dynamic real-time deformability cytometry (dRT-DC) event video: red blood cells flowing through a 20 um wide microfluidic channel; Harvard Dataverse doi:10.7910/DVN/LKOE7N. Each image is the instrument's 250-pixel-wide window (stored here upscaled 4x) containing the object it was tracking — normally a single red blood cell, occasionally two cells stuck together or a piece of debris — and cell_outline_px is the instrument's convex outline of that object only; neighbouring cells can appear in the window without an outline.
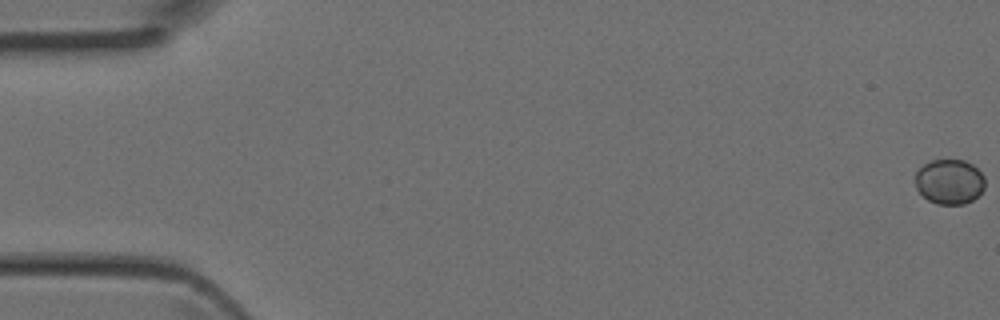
{"species": "Egyptian fruit bat (a non-hibernating species)", "species_latin": "Rousettus aegyptiacus", "temperature_condition": "room temperature", "stored_images_in_passage": 3, "camera_frame_rate_fps": 3000, "um_per_image_px": 0.085, "animal": {"sex": "female"}, "frame": {"image": 1, "passage_image": 1, "time_ms": 0.0, "image_size_px": [1000, 320], "cell_outline_px": [[984, 188], [972, 200], [964, 204], [936, 204], [928, 200], [916, 188], [916, 172], [924, 164], [932, 160], [964, 160], [972, 164], [984, 176]], "centroid_in_image_um": [80.7, 15.44], "position_along_channel_um": 4.3, "area_um2": 18.09}}